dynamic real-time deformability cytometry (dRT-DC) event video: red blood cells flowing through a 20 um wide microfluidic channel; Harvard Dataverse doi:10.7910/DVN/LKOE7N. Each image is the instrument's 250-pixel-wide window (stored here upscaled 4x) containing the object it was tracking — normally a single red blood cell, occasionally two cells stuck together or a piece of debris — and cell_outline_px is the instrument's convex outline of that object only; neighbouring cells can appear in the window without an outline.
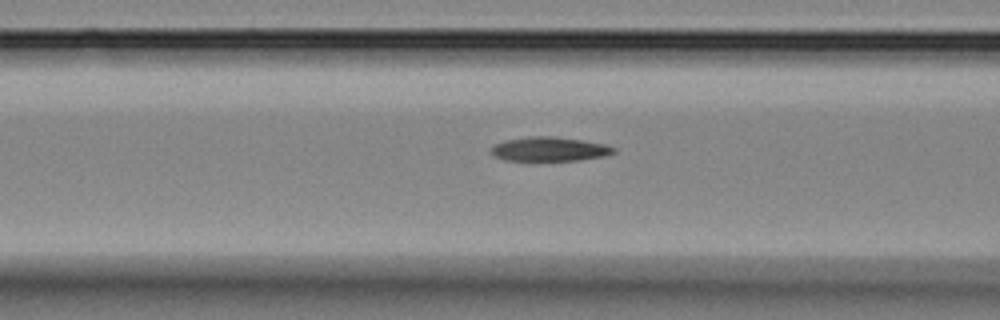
{"species": "Egyptian fruit bat (a non-hibernating species)", "species_latin": "Rousettus aegyptiacus", "temperature_condition": "room temperature", "stored_images_in_passage": 5, "camera_frame_rate_fps": 3000, "um_per_image_px": 0.085, "animal": {"sex": "female"}, "frame": {"image": 1, "passage_image": 4, "time_ms": 5.0, "image_size_px": [1000, 320], "cell_outline_px": [[616, 152], [608, 156], [580, 160], [504, 160], [492, 156], [488, 152], [488, 148], [492, 144], [504, 140], [532, 136], [552, 136], [580, 140], [604, 144], [616, 148]], "centroid_in_image_um": [46.64, 12.68], "position_along_channel_um": 120.0, "area_um2": 17.57}}
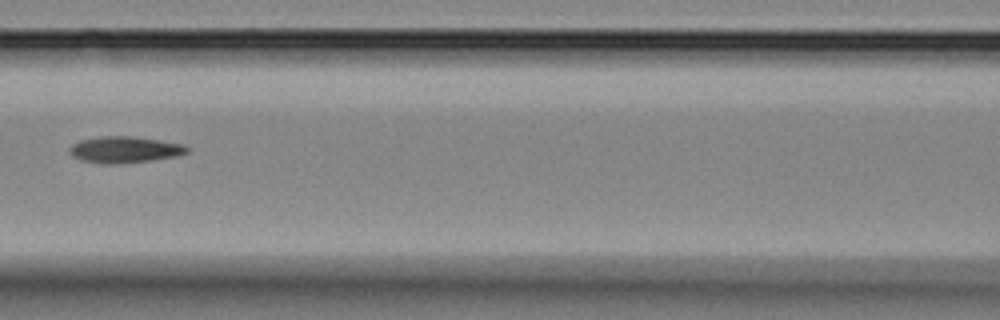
{"frame": {"image": 2, "passage_image": 5, "time_ms": 6.0, "image_size_px": [1000, 320], "cell_outline_px": [[192, 148], [188, 152], [176, 156], [152, 160], [112, 164], [104, 164], [80, 160], [72, 156], [68, 148], [72, 144], [80, 140], [100, 136], [132, 136], [160, 140], [184, 144]], "centroid_in_image_um": [10.6, 12.71], "position_along_channel_um": 156.0, "area_um2": 18.21}}